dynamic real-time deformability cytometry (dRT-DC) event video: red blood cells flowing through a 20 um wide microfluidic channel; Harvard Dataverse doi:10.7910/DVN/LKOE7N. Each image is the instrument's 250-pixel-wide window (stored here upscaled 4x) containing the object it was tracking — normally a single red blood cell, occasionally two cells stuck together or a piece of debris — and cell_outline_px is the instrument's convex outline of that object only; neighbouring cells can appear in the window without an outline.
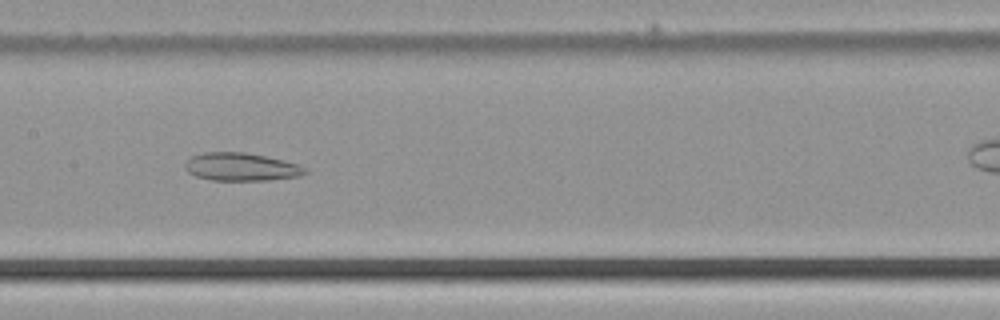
{"species": "common noctule bat (a hibernating species)", "species_latin": "Nyctalus noctula", "temperature_condition": "cold", "stored_images_in_passage": 35, "camera_frame_rate_fps": 3000, "um_per_image_px": 0.085, "animal": {"sex": "male", "body_mass_g": 21.5, "forearm_length_mm": 52.0}, "frame": {"image": 1, "passage_image": 19, "time_ms": 6.0, "image_size_px": [1000, 320], "cell_outline_px": [[308, 172], [300, 176], [268, 180], [212, 180], [196, 176], [188, 172], [184, 164], [192, 156], [204, 152], [244, 152], [284, 160], [300, 164], [308, 168]], "centroid_in_image_um": [20.55, 14.18], "position_along_channel_um": 186.9, "area_um2": 19.59}}
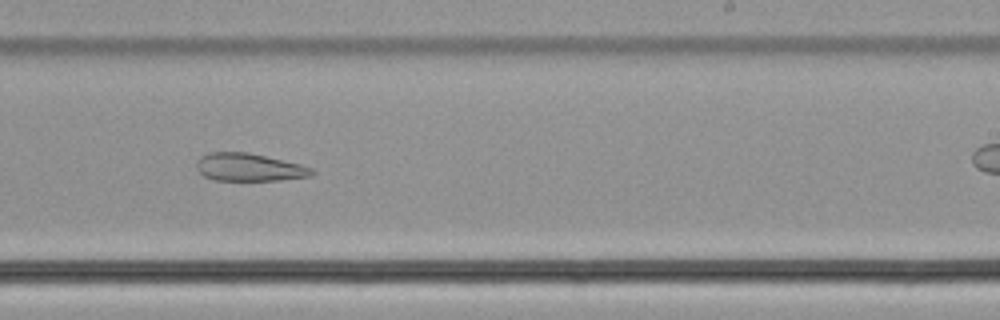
{"frame": {"image": 2, "passage_image": 25, "time_ms": 8.0, "image_size_px": [1000, 320], "cell_outline_px": [[316, 172], [312, 176], [280, 180], [212, 180], [204, 176], [196, 168], [196, 164], [200, 156], [208, 152], [248, 152], [300, 164], [312, 168]], "centroid_in_image_um": [21.17, 14.22], "position_along_channel_um": 267.8, "area_um2": 18.73}}
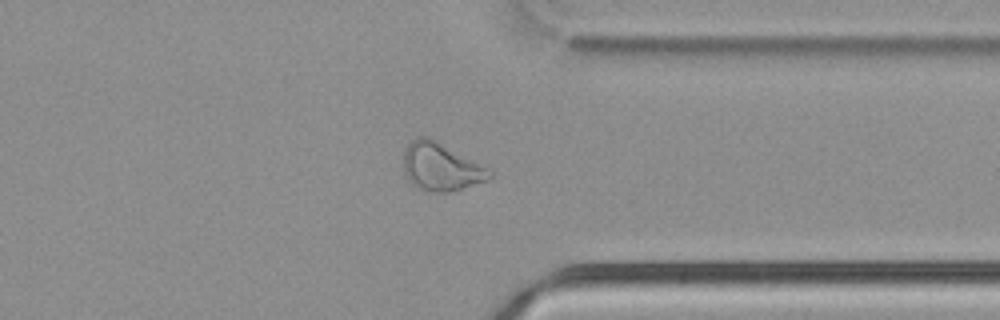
{"frame": {"image": 3, "passage_image": 33, "time_ms": 10.667, "image_size_px": [1000, 320], "cell_outline_px": [[496, 172], [488, 180], [448, 192], [428, 192], [412, 184], [404, 172], [404, 148], [416, 136], [428, 136], [436, 140]], "centroid_in_image_um": [37.48, 14.17], "position_along_channel_um": 373.9, "area_um2": 23.99}}